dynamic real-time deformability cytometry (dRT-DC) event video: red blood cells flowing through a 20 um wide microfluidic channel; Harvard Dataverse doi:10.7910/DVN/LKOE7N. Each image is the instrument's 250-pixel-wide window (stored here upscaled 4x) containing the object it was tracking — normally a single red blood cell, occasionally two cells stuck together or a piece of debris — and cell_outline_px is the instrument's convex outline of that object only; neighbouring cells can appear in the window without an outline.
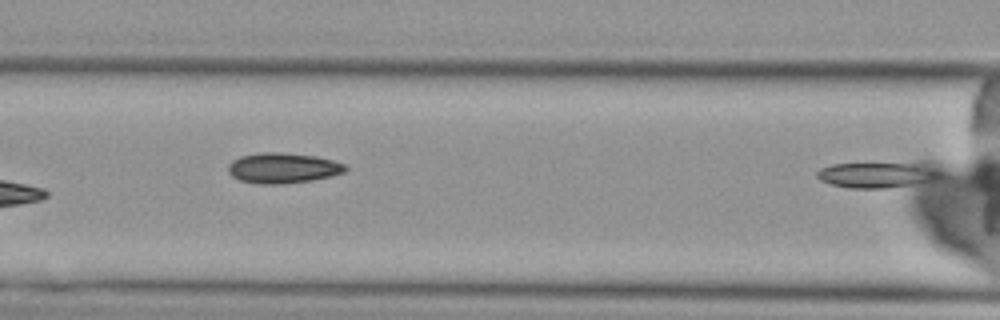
{"species": "Egyptian fruit bat (a non-hibernating species)", "species_latin": "Rousettus aegyptiacus", "temperature_condition": "cold", "stored_images_in_passage": 3, "camera_frame_rate_fps": 3000, "um_per_image_px": 0.085, "animal": {"sex": "female"}, "frame": {"image": 1, "passage_image": 3, "time_ms": 2.667, "image_size_px": [1000, 320], "cell_outline_px": [[940, 172], [936, 176], [908, 184], [884, 188], [848, 188], [832, 184], [820, 180], [816, 176], [816, 172], [820, 168], [832, 164], [920, 160], [932, 160], [940, 164]], "centroid_in_image_um": [74.66, 14.75], "position_along_channel_um": 91.9, "area_um2": 19.48}}